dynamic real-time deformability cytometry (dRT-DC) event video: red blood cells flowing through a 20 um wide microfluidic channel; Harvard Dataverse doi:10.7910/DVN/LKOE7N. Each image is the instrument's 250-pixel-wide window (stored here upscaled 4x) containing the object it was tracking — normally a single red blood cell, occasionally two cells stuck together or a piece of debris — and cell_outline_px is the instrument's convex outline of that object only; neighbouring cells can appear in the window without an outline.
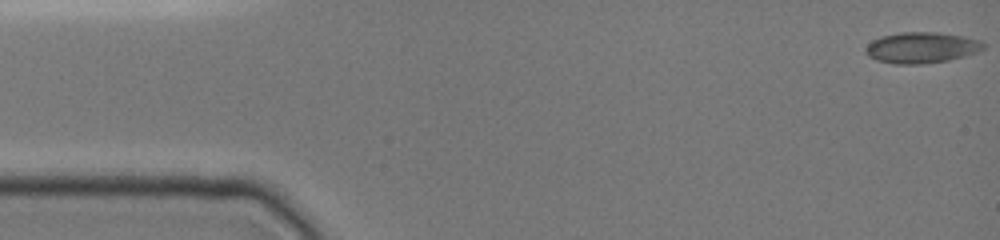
{"species": "common noctule bat (a hibernating species)", "species_latin": "Nyctalus noctula", "temperature_condition": "cold", "stored_images_in_passage": 8, "camera_frame_rate_fps": 3000, "um_per_image_px": 0.085, "animal": {"sex": "female", "body_mass_g": 19.0, "forearm_length_mm": 51.5}, "frame": {"image": 1, "passage_image": 1, "time_ms": 0.0, "image_size_px": [1000, 240], "cell_outline_px": [[984, 48], [976, 52], [964, 56], [948, 60], [920, 64], [896, 64], [876, 60], [868, 56], [864, 52], [864, 48], [872, 40], [880, 36], [900, 32], [936, 32], [964, 36], [980, 40], [984, 44]], "centroid_in_image_um": [78.29, 4.04], "position_along_channel_um": 6.7, "area_um2": 21.33}}
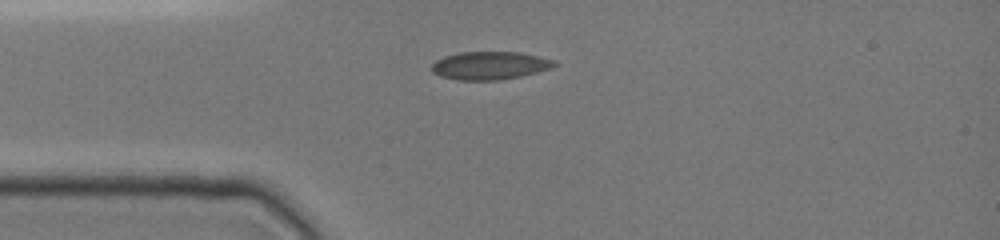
{"frame": {"image": 2, "passage_image": 6, "time_ms": 3.667, "image_size_px": [1000, 240], "cell_outline_px": [[560, 64], [536, 72], [520, 76], [500, 80], [456, 80], [440, 76], [432, 72], [432, 64], [436, 60], [444, 56], [460, 52], [520, 52], [556, 60]], "centroid_in_image_um": [41.63, 5.57], "position_along_channel_um": 43.4, "area_um2": 20.06}}
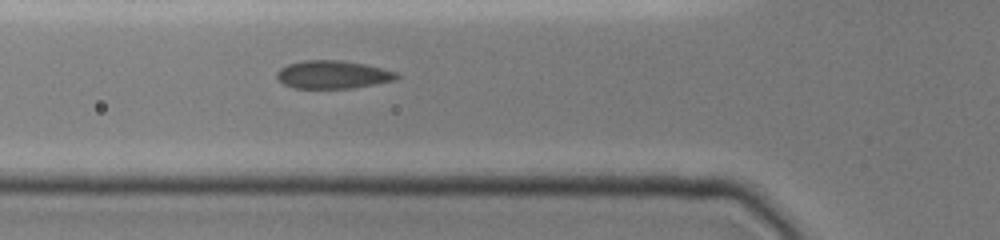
{"frame": {"image": 3, "passage_image": 8, "time_ms": 5.333, "image_size_px": [1000, 240], "cell_outline_px": [[400, 76], [396, 80], [352, 88], [292, 88], [284, 84], [276, 76], [276, 72], [280, 68], [288, 64], [300, 60], [340, 60], [364, 64], [396, 72]], "centroid_in_image_um": [28.26, 6.34], "position_along_channel_um": 97.5, "area_um2": 19.54}}